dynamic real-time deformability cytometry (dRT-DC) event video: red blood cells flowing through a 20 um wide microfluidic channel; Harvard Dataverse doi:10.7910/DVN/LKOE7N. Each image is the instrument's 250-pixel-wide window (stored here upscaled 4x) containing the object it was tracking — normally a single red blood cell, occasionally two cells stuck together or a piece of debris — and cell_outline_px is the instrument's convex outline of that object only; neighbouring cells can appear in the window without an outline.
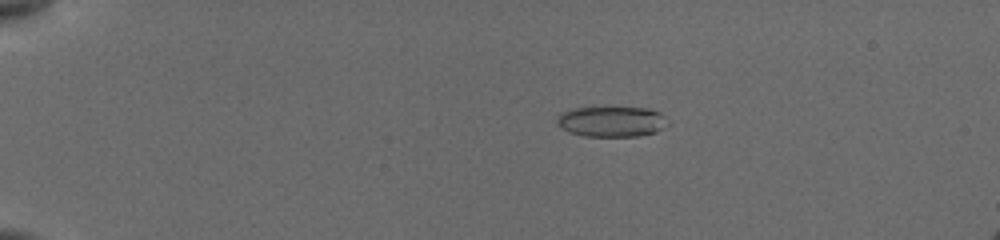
{"species": "common noctule bat (a hibernating species)", "species_latin": "Nyctalus noctula", "temperature_condition": "cold", "stored_images_in_passage": 32, "camera_frame_rate_fps": 3000, "um_per_image_px": 0.085, "animal": {"sex": "female", "body_mass_g": 19.5, "forearm_length_mm": 54.1}, "frame": {"image": 1, "passage_image": 12, "time_ms": 4.0, "image_size_px": [1000, 240], "cell_outline_px": [[672, 124], [656, 132], [636, 136], [584, 136], [568, 132], [560, 128], [556, 124], [556, 116], [560, 112], [572, 108], [648, 108], [660, 112], [672, 120]], "centroid_in_image_um": [52.02, 10.33], "position_along_channel_um": 33.0, "area_um2": 20.17}}
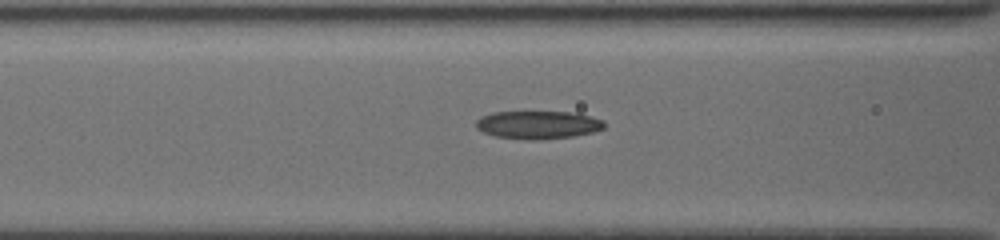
{"frame": {"image": 2, "passage_image": 25, "time_ms": 8.333, "image_size_px": [1000, 240], "cell_outline_px": [[604, 128], [592, 132], [572, 136], [532, 140], [496, 136], [484, 132], [476, 128], [476, 120], [480, 116], [492, 112], [576, 112], [604, 120]], "centroid_in_image_um": [45.72, 10.59], "position_along_channel_um": 120.9, "area_um2": 20.81}}
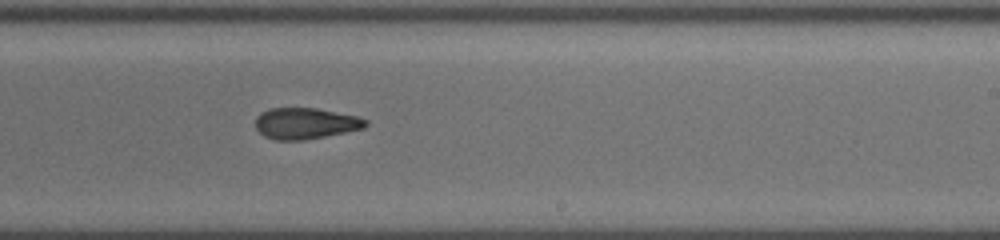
{"frame": {"image": 3, "passage_image": 32, "time_ms": 12.0, "image_size_px": [1000, 240], "cell_outline_px": [[368, 124], [364, 128], [304, 140], [272, 140], [264, 136], [256, 128], [256, 116], [260, 112], [272, 108], [316, 108], [356, 116], [368, 120]], "centroid_in_image_um": [25.94, 10.49], "position_along_channel_um": 263.1, "area_um2": 19.94}}